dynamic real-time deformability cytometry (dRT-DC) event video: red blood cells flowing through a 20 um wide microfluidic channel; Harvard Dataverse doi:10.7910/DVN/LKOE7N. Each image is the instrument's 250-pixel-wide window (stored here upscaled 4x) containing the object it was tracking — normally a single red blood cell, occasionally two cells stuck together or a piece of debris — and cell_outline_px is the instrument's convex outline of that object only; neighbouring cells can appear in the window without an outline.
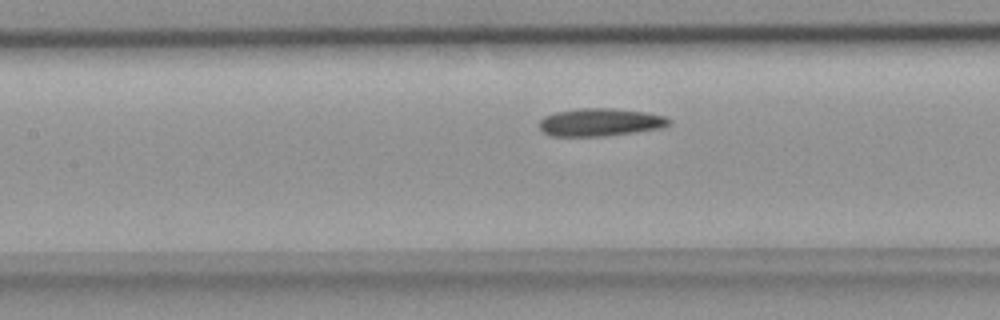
{"species": "common noctule bat (a hibernating species)", "species_latin": "Nyctalus noctula", "temperature_condition": "room temperature", "stored_images_in_passage": 29, "camera_frame_rate_fps": 3000, "um_per_image_px": 0.085, "animal": {"sex": "female", "body_mass_g": 18.4}, "frame": {"image": 1, "passage_image": 8, "time_ms": 2.333, "image_size_px": [1000, 320], "cell_outline_px": [[672, 124], [664, 128], [636, 132], [604, 136], [552, 136], [544, 132], [540, 128], [540, 120], [544, 116], [556, 112], [576, 108], [612, 108], [644, 112], [664, 116], [672, 120]], "centroid_in_image_um": [51.06, 10.39], "position_along_channel_um": 156.3, "area_um2": 21.15}}
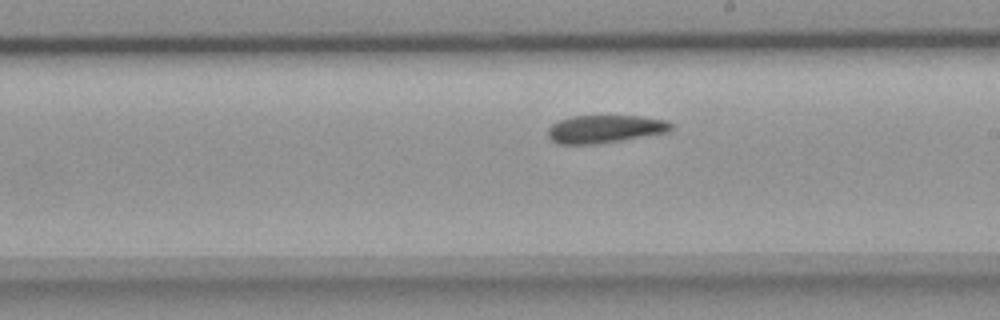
{"frame": {"image": 2, "passage_image": 14, "time_ms": 4.333, "image_size_px": [1000, 320], "cell_outline_px": [[672, 128], [668, 132], [596, 144], [556, 144], [548, 136], [548, 128], [552, 124], [560, 120], [572, 116], [640, 116], [664, 120], [672, 124]], "centroid_in_image_um": [51.38, 10.96], "position_along_channel_um": 237.6, "area_um2": 19.83}}
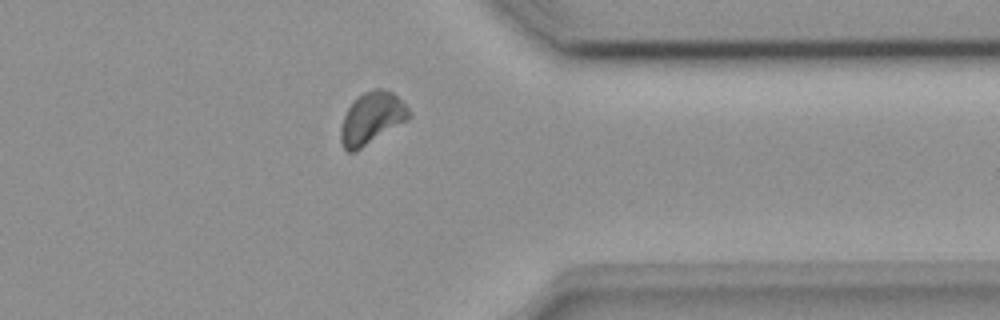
{"frame": {"image": 3, "passage_image": 25, "time_ms": 8.0, "image_size_px": [1000, 320], "cell_outline_px": [[412, 116], [408, 120], [356, 152], [348, 152], [344, 148], [340, 140], [340, 128], [344, 116], [352, 100], [364, 92], [376, 88], [380, 88], [392, 92], [408, 108]], "centroid_in_image_um": [31.58, 10.06], "position_along_channel_um": 379.8, "area_um2": 20.75}}